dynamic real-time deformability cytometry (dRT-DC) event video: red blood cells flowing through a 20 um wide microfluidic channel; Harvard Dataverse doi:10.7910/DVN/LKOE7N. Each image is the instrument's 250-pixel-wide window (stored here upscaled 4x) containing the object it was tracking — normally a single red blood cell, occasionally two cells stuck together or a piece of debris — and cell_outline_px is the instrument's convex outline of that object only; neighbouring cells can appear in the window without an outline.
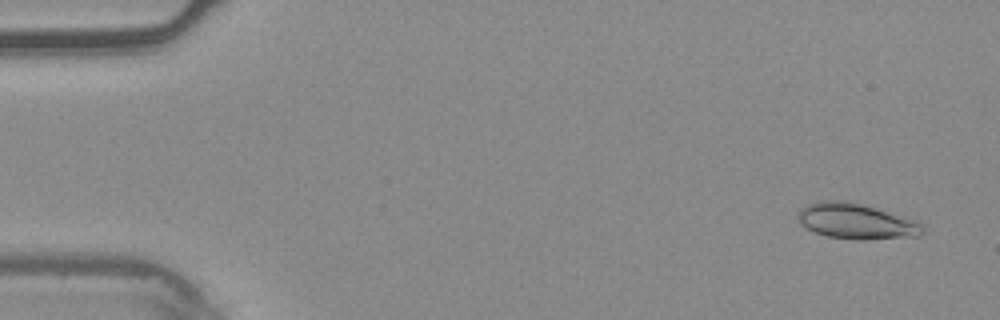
{"species": "common noctule bat (a hibernating species)", "species_latin": "Nyctalus noctula", "temperature_condition": "warm", "stored_images_in_passage": 6, "camera_frame_rate_fps": 3000, "um_per_image_px": 0.085, "animal": {"sex": "male", "body_mass_g": 20.4}, "frame": {"image": 1, "passage_image": 1, "time_ms": 0.0, "image_size_px": [1000, 320], "cell_outline_px": [[924, 232], [920, 236], [864, 240], [856, 240], [828, 236], [816, 232], [800, 224], [800, 208], [804, 204], [824, 200], [844, 200], [860, 204], [920, 224], [924, 228]], "centroid_in_image_um": [72.7, 18.82], "position_along_channel_um": 12.3, "area_um2": 25.03}}
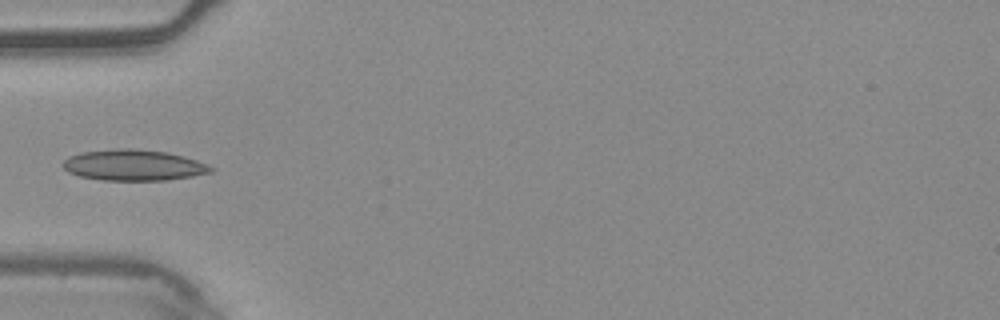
{"frame": {"image": 2, "passage_image": 5, "time_ms": 1.333, "image_size_px": [1000, 320], "cell_outline_px": [[216, 168], [212, 172], [192, 176], [164, 180], [100, 180], [80, 176], [68, 172], [64, 168], [64, 160], [68, 156], [80, 152], [116, 148], [128, 148], [168, 152], [184, 156], [208, 164]], "centroid_in_image_um": [11.36, 14.03], "position_along_channel_um": 73.6, "area_um2": 26.76}}